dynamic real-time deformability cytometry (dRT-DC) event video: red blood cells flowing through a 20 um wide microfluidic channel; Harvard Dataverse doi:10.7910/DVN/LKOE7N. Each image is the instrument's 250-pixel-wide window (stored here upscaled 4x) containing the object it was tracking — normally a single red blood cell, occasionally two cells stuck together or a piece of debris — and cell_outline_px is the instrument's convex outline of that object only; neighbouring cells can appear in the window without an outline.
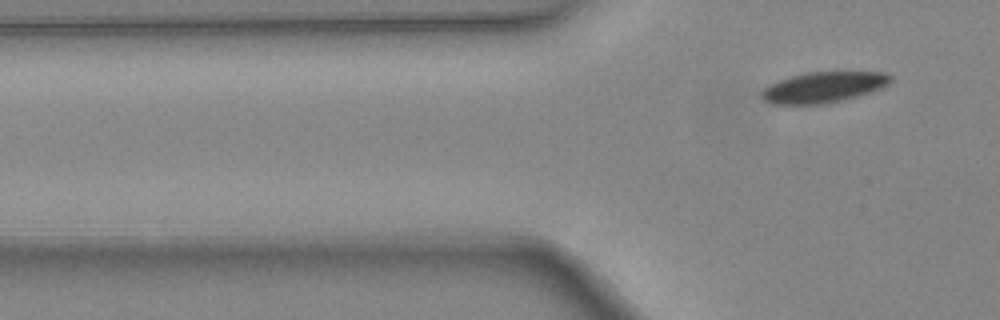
{"species": "common noctule bat (a hibernating species)", "species_latin": "Nyctalus noctula", "temperature_condition": "warm", "stored_images_in_passage": 6, "camera_frame_rate_fps": 3000, "um_per_image_px": 0.085, "animal": {"sex": "female", "body_mass_g": 24.6, "forearm_length_mm": 56.2}, "frame": {"image": 1, "passage_image": 6, "time_ms": 1.667, "image_size_px": [1000, 320], "cell_outline_px": [[892, 80], [888, 84], [880, 88], [844, 100], [824, 104], [772, 104], [764, 100], [760, 96], [760, 92], [768, 84], [792, 76], [808, 72], [884, 72], [892, 76]], "centroid_in_image_um": [69.97, 7.42], "position_along_channel_um": 55.8, "area_um2": 23.0}}